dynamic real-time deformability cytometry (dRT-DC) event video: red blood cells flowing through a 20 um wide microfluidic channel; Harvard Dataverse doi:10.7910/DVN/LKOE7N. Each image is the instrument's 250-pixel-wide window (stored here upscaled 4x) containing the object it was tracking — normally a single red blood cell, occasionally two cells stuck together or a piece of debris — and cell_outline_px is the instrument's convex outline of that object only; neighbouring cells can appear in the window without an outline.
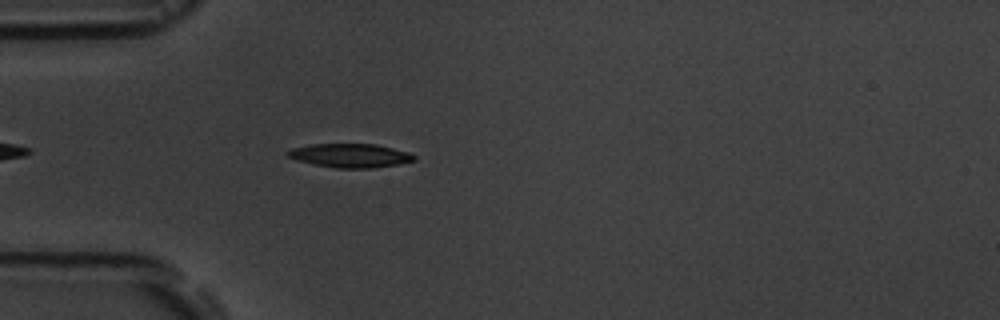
{"species": "common noctule bat (a hibernating species)", "species_latin": "Nyctalus noctula", "temperature_condition": "room temperature", "stored_images_in_passage": 4, "camera_frame_rate_fps": 3000, "um_per_image_px": 0.085, "animal": {"sex": "male", "body_mass_g": 19.5, "forearm_length_mm": 54.6}, "frame": {"image": 1, "passage_image": 4, "time_ms": 4.0, "image_size_px": [1000, 320], "cell_outline_px": [[416, 160], [400, 164], [372, 168], [336, 168], [296, 160], [288, 156], [284, 152], [292, 148], [308, 144], [376, 144], [408, 152], [416, 156]], "centroid_in_image_um": [29.77, 13.22], "position_along_channel_um": 55.2, "area_um2": 17.57}}